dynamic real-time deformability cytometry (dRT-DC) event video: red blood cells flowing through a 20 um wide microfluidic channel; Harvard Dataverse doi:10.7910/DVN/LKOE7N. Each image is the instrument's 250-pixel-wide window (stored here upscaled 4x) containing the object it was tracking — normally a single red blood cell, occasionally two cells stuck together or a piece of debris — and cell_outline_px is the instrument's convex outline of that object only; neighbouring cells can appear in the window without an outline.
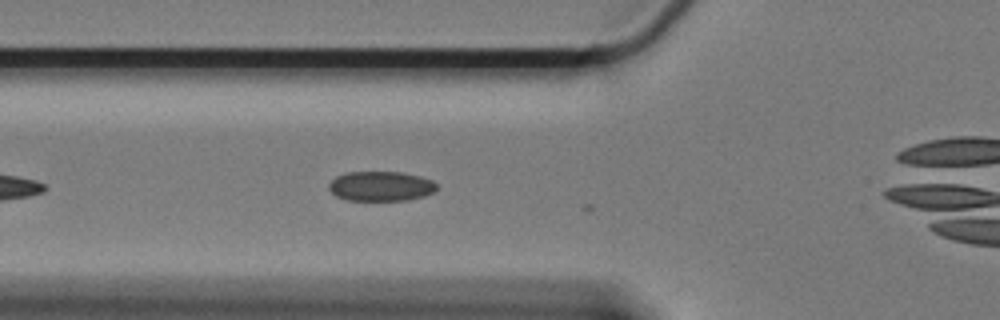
{"species": "Egyptian fruit bat (a non-hibernating species)", "species_latin": "Rousettus aegyptiacus", "temperature_condition": "cold", "stored_images_in_passage": 14, "camera_frame_rate_fps": 3000, "um_per_image_px": 0.085, "animal": {"sex": "female"}, "frame": {"image": 1, "passage_image": 12, "time_ms": 3.667, "image_size_px": [1000, 320], "cell_outline_px": [[436, 188], [432, 192], [424, 196], [408, 200], [344, 200], [336, 196], [328, 188], [328, 184], [336, 176], [348, 172], [400, 172], [420, 176], [432, 180], [436, 184]], "centroid_in_image_um": [32.34, 15.83], "position_along_channel_um": 93.5, "area_um2": 18.67}}